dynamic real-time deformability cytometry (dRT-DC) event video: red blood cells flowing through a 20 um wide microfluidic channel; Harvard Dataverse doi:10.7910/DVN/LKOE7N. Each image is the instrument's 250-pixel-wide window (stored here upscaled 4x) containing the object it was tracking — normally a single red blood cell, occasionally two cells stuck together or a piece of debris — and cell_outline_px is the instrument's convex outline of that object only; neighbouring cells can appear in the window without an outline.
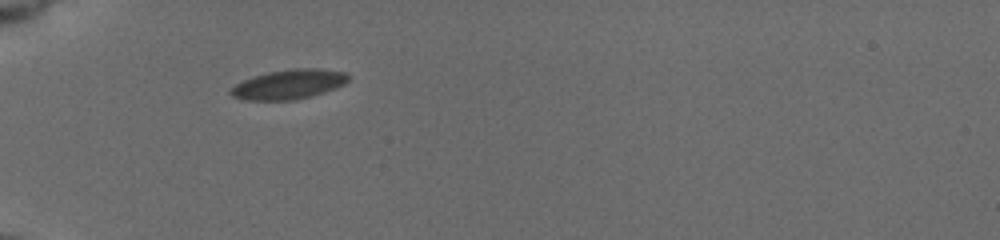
{"species": "common noctule bat (a hibernating species)", "species_latin": "Nyctalus noctula", "temperature_condition": "cold", "stored_images_in_passage": 7, "camera_frame_rate_fps": 3000, "um_per_image_px": 0.085, "animal": {"sex": "female", "body_mass_g": 19.5, "forearm_length_mm": 54.1}, "frame": {"image": 1, "passage_image": 1, "time_ms": 0.0, "image_size_px": [1000, 240], "cell_outline_px": [[348, 80], [344, 84], [324, 92], [292, 100], [248, 100], [232, 96], [228, 92], [228, 88], [244, 80], [268, 72], [296, 68], [316, 68], [344, 72], [348, 76]], "centroid_in_image_um": [24.51, 7.17], "position_along_channel_um": 60.5, "area_um2": 19.94}}